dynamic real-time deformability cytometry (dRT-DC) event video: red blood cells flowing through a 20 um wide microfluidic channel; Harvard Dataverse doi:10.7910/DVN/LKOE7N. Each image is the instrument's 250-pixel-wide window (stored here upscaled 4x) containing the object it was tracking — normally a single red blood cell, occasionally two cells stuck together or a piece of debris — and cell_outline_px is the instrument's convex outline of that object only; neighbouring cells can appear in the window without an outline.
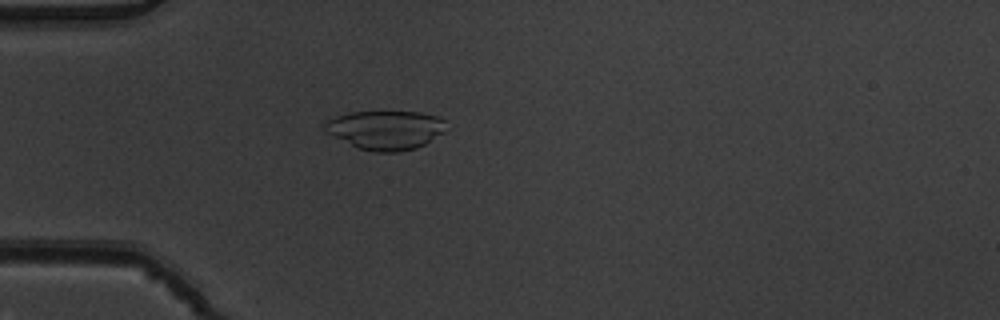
{"species": "common noctule bat (a hibernating species)", "species_latin": "Nyctalus noctula", "temperature_condition": "warm", "stored_images_in_passage": 5, "camera_frame_rate_fps": 3000, "um_per_image_px": 0.085, "animal": {"sex": "male", "body_mass_g": 19.5, "forearm_length_mm": 54.6}, "frame": {"image": 1, "passage_image": 5, "time_ms": 1.333, "image_size_px": [1000, 320], "cell_outline_px": [[444, 132], [424, 144], [416, 148], [400, 152], [376, 152], [360, 148], [324, 132], [324, 124], [328, 120], [336, 116], [352, 112], [420, 112], [436, 116], [444, 120]], "centroid_in_image_um": [32.76, 11.04], "position_along_channel_um": 52.2, "area_um2": 27.28}}